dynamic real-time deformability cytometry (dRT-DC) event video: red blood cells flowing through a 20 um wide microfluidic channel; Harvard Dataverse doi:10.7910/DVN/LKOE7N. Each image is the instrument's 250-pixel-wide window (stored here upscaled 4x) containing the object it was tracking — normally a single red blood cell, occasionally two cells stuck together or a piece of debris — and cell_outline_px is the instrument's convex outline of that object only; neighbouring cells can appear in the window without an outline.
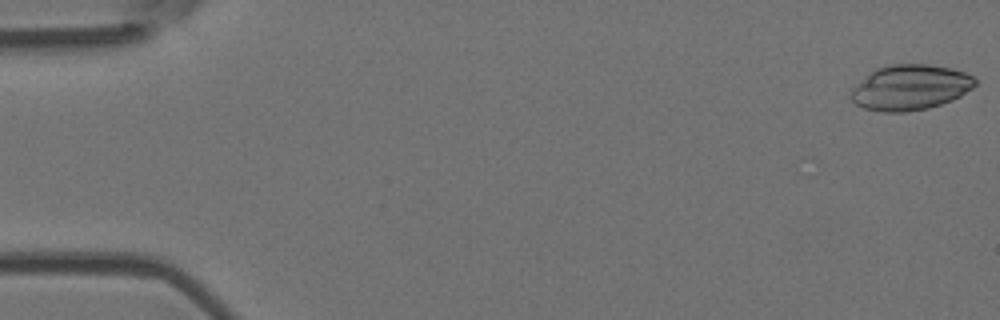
{"species": "Egyptian fruit bat (a non-hibernating species)", "species_latin": "Rousettus aegyptiacus", "temperature_condition": "room temperature", "stored_images_in_passage": 50, "camera_frame_rate_fps": 3000, "um_per_image_px": 0.085, "animal": {"sex": "female"}, "frame": {"image": 1, "passage_image": 1, "time_ms": 0.0, "image_size_px": [1000, 320], "cell_outline_px": [[976, 84], [972, 88], [960, 96], [952, 100], [928, 108], [904, 112], [880, 112], [864, 108], [856, 104], [852, 100], [852, 88], [876, 68], [892, 64], [928, 64], [952, 68], [964, 72], [972, 76], [976, 80]], "centroid_in_image_um": [77.38, 7.43], "position_along_channel_um": 7.6, "area_um2": 32.6}}
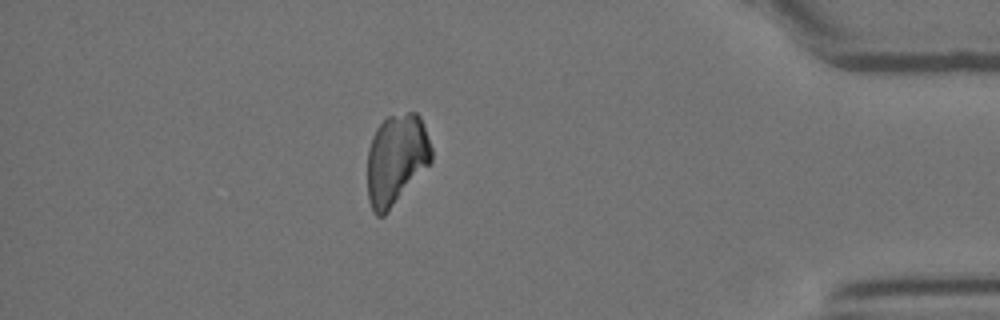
{"frame": {"image": 2, "passage_image": 44, "time_ms": 14.333, "image_size_px": [1000, 320], "cell_outline_px": [[432, 160], [388, 212], [384, 216], [376, 216], [372, 212], [368, 200], [368, 148], [372, 136], [376, 128], [388, 116], [408, 112], [416, 112], [420, 116], [424, 124], [432, 148]], "centroid_in_image_um": [33.67, 13.55], "position_along_channel_um": 401.5, "area_um2": 33.87}}